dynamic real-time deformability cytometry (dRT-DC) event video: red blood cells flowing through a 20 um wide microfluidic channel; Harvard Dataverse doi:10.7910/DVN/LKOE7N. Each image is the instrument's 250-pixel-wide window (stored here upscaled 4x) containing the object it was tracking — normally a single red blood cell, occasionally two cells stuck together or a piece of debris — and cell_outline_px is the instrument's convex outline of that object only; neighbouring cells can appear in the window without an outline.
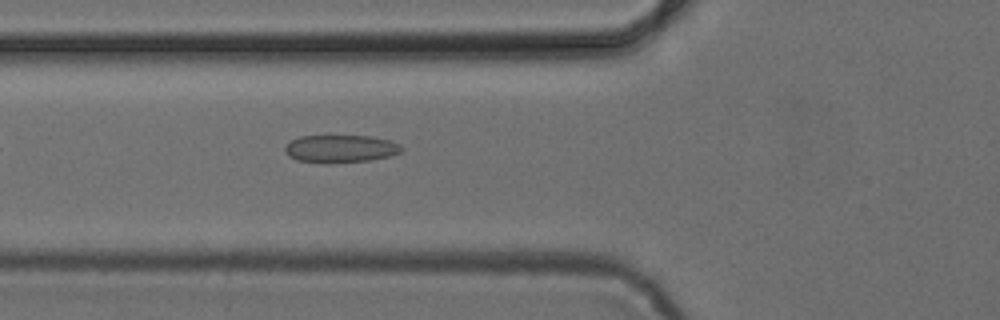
{"species": "common noctule bat (a hibernating species)", "species_latin": "Nyctalus noctula", "temperature_condition": "cold", "stored_images_in_passage": 34, "camera_frame_rate_fps": 3000, "um_per_image_px": 0.085, "animal": {"sex": "female", "body_mass_g": 24.6, "forearm_length_mm": 56.2}, "frame": {"image": 1, "passage_image": 4, "time_ms": 1.0, "image_size_px": [1000, 320], "cell_outline_px": [[404, 148], [400, 152], [392, 156], [372, 160], [324, 164], [320, 164], [296, 160], [288, 156], [284, 152], [284, 148], [292, 140], [300, 136], [372, 136], [388, 140], [400, 144]], "centroid_in_image_um": [28.94, 12.66], "position_along_channel_um": 96.9, "area_um2": 19.13}}
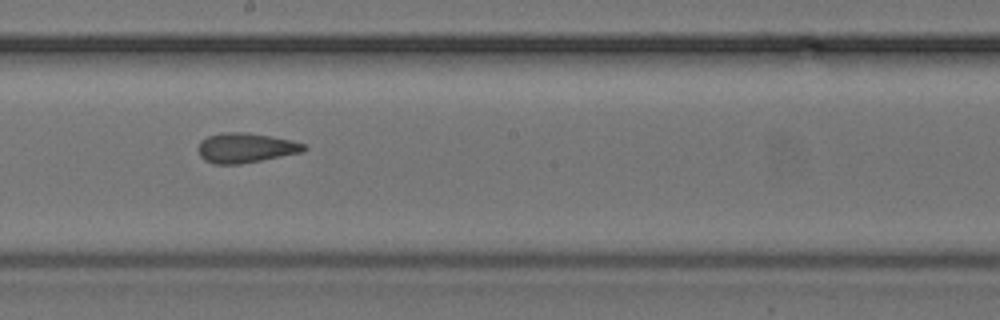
{"frame": {"image": 2, "passage_image": 14, "time_ms": 4.333, "image_size_px": [1000, 320], "cell_outline_px": [[308, 148], [304, 152], [240, 164], [212, 164], [204, 160], [200, 156], [200, 140], [208, 136], [224, 132], [248, 132], [292, 140], [308, 144]], "centroid_in_image_um": [20.93, 12.56], "position_along_channel_um": 227.3, "area_um2": 18.5}}
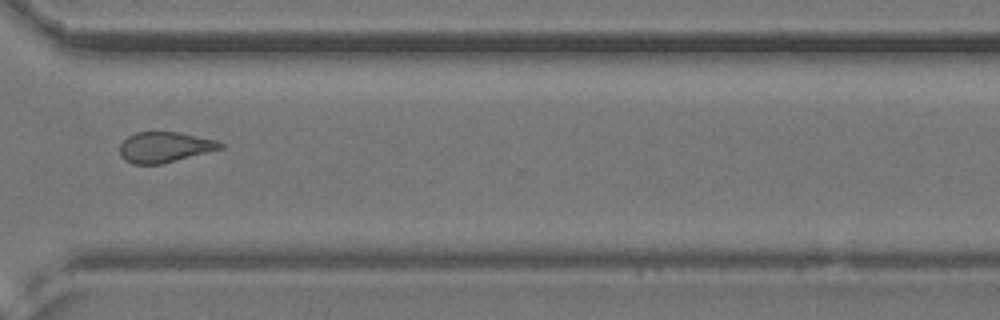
{"frame": {"image": 3, "passage_image": 24, "time_ms": 7.667, "image_size_px": [1000, 320], "cell_outline_px": [[224, 148], [160, 164], [132, 164], [124, 160], [120, 156], [120, 144], [128, 136], [136, 132], [180, 132], [216, 140], [224, 144]], "centroid_in_image_um": [13.99, 12.5], "position_along_channel_um": 356.6, "area_um2": 17.86}, "authors_computed_cell_mechanics": {"area_um2": 18.3515, "velocity_mm_per_s": 3.8846, "shape_relaxation_time_tau1_ms": 3.3993, "shape_relaxation_time_tau2_ms": 1.8891, "deformation_change_tau1": 0.1078, "deformation_change_tau2": 0.1013}}